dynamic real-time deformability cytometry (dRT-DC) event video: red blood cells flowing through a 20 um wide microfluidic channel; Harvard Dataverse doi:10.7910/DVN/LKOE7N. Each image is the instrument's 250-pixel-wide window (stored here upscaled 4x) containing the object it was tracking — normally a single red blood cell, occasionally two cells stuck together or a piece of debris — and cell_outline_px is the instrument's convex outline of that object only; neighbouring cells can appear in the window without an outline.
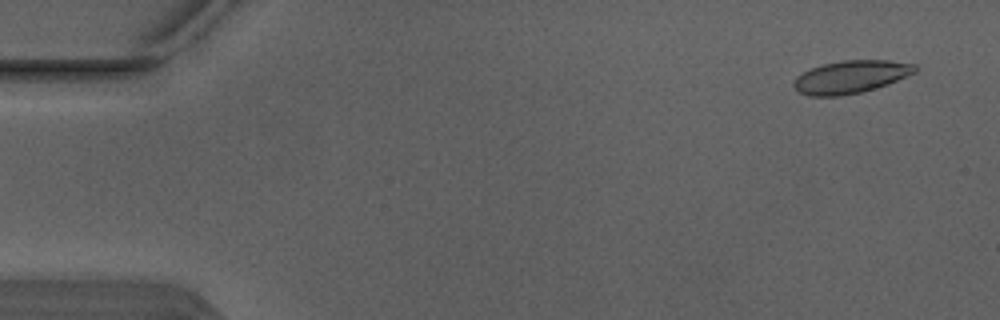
{"species": "Egyptian fruit bat (a non-hibernating species)", "species_latin": "Rousettus aegyptiacus", "temperature_condition": "warm", "stored_images_in_passage": 4, "camera_frame_rate_fps": 3000, "um_per_image_px": 0.085, "animal": {"sex": "male"}, "frame": {"image": 1, "passage_image": 1, "time_ms": 0.0, "image_size_px": [1000, 320], "cell_outline_px": [[916, 72], [888, 84], [860, 92], [840, 96], [808, 96], [800, 92], [792, 84], [796, 76], [812, 68], [824, 64], [844, 60], [888, 60], [916, 64]], "centroid_in_image_um": [72.32, 6.53], "position_along_channel_um": 12.7, "area_um2": 22.95}}
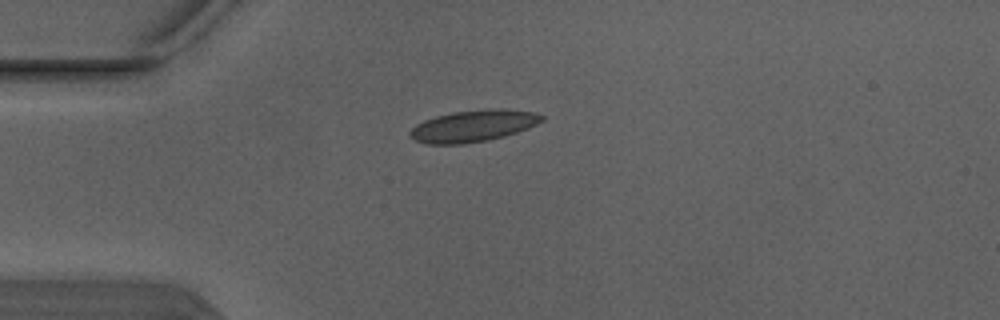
{"frame": {"image": 2, "passage_image": 3, "time_ms": 0.667, "image_size_px": [1000, 320], "cell_outline_px": [[544, 120], [528, 128], [504, 136], [488, 140], [464, 144], [428, 144], [416, 140], [408, 132], [416, 124], [424, 120], [436, 116], [452, 112], [536, 112], [544, 116]], "centroid_in_image_um": [40.14, 10.77], "position_along_channel_um": 44.9, "area_um2": 23.0}}